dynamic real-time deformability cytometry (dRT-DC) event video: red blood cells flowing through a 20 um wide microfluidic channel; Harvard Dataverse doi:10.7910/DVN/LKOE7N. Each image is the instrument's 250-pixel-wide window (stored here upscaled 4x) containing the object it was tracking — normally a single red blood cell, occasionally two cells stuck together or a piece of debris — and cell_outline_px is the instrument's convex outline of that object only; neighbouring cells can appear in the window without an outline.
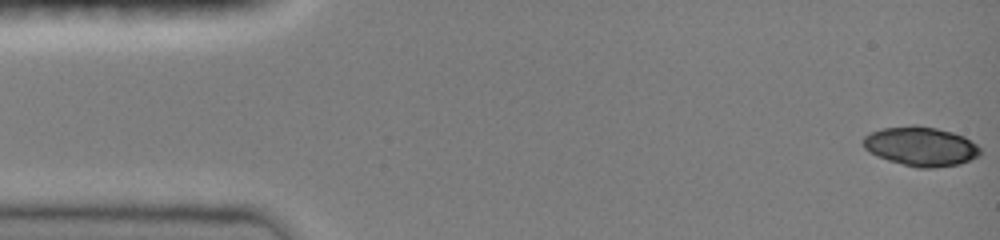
{"species": "common noctule bat (a hibernating species)", "species_latin": "Nyctalus noctula", "temperature_condition": "room temperature", "stored_images_in_passage": 6, "camera_frame_rate_fps": 3000, "um_per_image_px": 0.085, "animal": {"sex": "female", "body_mass_g": 19.0, "forearm_length_mm": 51.5}, "frame": {"image": 1, "passage_image": 1, "time_ms": 0.0, "image_size_px": [1000, 240], "cell_outline_px": [[980, 156], [960, 164], [932, 168], [920, 168], [888, 160], [876, 156], [868, 152], [864, 148], [864, 136], [872, 132], [884, 128], [912, 124], [916, 124], [936, 128], [952, 132], [964, 136], [976, 144], [980, 148]], "centroid_in_image_um": [78.28, 12.43], "position_along_channel_um": 6.7, "area_um2": 26.82}}
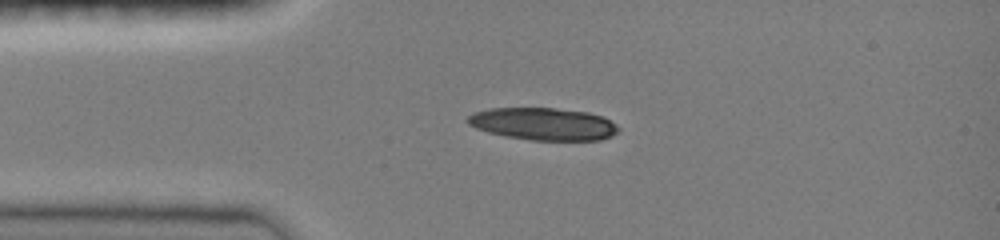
{"frame": {"image": 2, "passage_image": 5, "time_ms": 1.333, "image_size_px": [1000, 240], "cell_outline_px": [[620, 128], [612, 136], [600, 140], [532, 140], [504, 136], [488, 132], [476, 128], [468, 124], [468, 116], [472, 112], [488, 108], [556, 108], [588, 112], [600, 116], [616, 124]], "centroid_in_image_um": [46.16, 10.53], "position_along_channel_um": 38.8, "area_um2": 28.44}}